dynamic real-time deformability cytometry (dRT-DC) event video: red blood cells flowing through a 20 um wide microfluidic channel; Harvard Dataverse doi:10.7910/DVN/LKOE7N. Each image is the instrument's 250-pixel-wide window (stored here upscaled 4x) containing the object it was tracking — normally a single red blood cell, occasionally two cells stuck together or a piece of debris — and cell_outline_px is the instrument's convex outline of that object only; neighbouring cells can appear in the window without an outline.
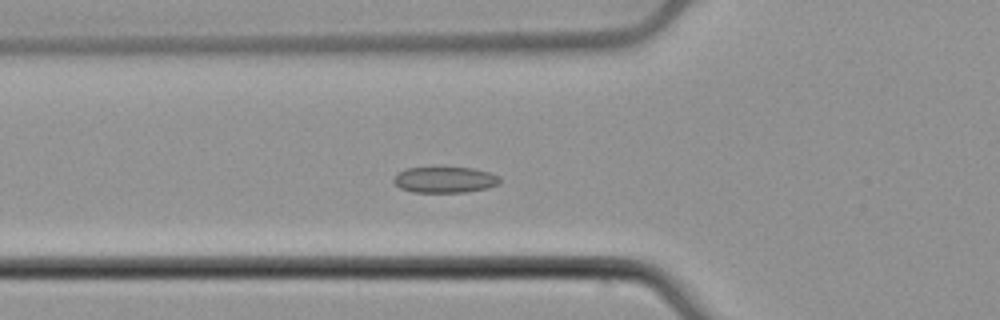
{"species": "common noctule bat (a hibernating species)", "species_latin": "Nyctalus noctula", "temperature_condition": "cold", "stored_images_in_passage": 38, "camera_frame_rate_fps": 3000, "um_per_image_px": 0.085, "animal": {"sex": "male", "body_mass_g": 21.5, "forearm_length_mm": 52.0}, "frame": {"image": 1, "passage_image": 4, "time_ms": 1.0, "image_size_px": [1000, 320], "cell_outline_px": [[500, 184], [488, 188], [464, 192], [412, 192], [400, 188], [392, 180], [396, 172], [408, 168], [472, 168], [488, 172], [500, 176]], "centroid_in_image_um": [37.8, 15.28], "position_along_channel_um": 88.0, "area_um2": 16.07}}
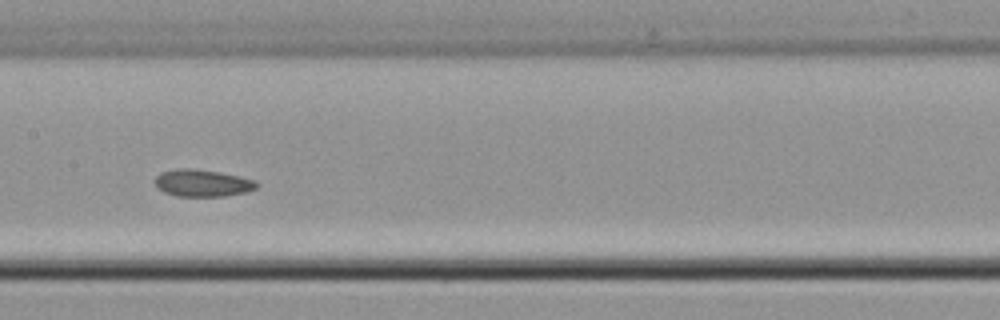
{"frame": {"image": 2, "passage_image": 12, "time_ms": 3.667, "image_size_px": [1000, 320], "cell_outline_px": [[260, 184], [256, 188], [248, 192], [224, 196], [176, 196], [164, 192], [156, 188], [156, 176], [160, 172], [180, 168], [192, 168], [220, 172], [256, 180]], "centroid_in_image_um": [17.23, 15.56], "position_along_channel_um": 190.2, "area_um2": 16.18}}
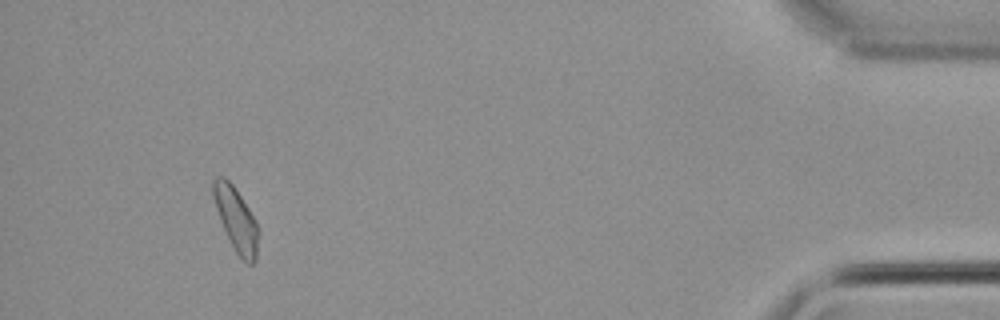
{"frame": {"image": 3, "passage_image": 35, "time_ms": 11.333, "image_size_px": [1000, 320], "cell_outline_px": [[256, 260], [252, 264], [248, 264], [236, 252], [228, 240], [220, 220], [212, 196], [212, 180], [216, 176], [224, 176], [236, 188], [256, 220]], "centroid_in_image_um": [20.01, 18.58], "position_along_channel_um": 415.2, "area_um2": 16.53}, "authors_computed_cell_mechanics": {"area_um2": 16.4441, "velocity_mm_per_s": 3.837, "shape_relaxation_time_tau1_ms": null, "shape_relaxation_time_tau2_ms": 3.5643, "deformation_change_tau1": null, "deformation_change_tau2": 0.0642}}